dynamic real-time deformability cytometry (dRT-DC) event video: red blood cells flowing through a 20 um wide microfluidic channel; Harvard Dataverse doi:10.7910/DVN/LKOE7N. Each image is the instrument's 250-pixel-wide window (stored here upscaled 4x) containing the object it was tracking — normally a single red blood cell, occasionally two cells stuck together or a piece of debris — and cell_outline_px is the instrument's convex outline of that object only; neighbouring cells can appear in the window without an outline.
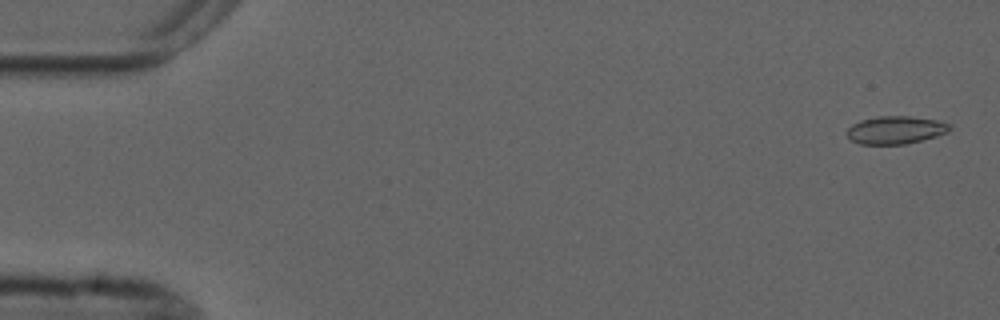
{"species": "common noctule bat (a hibernating species)", "species_latin": "Nyctalus noctula", "temperature_condition": "cold", "stored_images_in_passage": 4, "camera_frame_rate_fps": 3000, "um_per_image_px": 0.085, "animal": {"sex": "male", "forearm_length_mm": 52.5}, "frame": {"image": 1, "passage_image": 1, "time_ms": 0.0, "image_size_px": [1000, 320], "cell_outline_px": [[952, 128], [948, 132], [936, 136], [904, 144], [860, 144], [852, 140], [844, 132], [852, 124], [860, 120], [876, 116], [908, 116], [936, 120], [952, 124]], "centroid_in_image_um": [76.11, 11.04], "position_along_channel_um": 8.9, "area_um2": 16.7}}
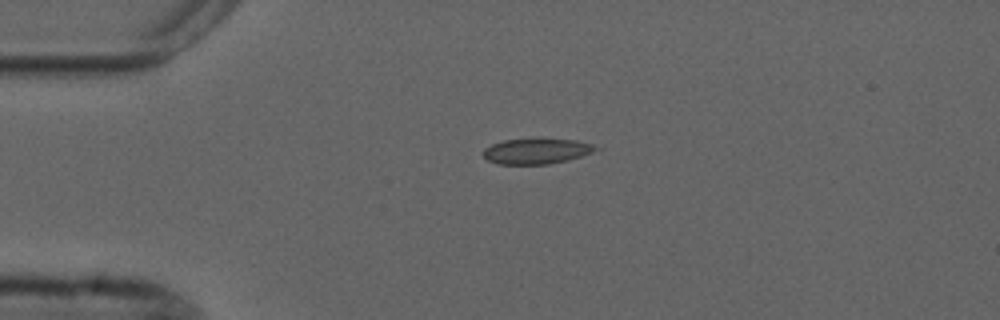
{"frame": {"image": 2, "passage_image": 3, "time_ms": 3.667, "image_size_px": [1000, 320], "cell_outline_px": [[604, 148], [568, 160], [548, 164], [496, 164], [488, 160], [484, 156], [484, 148], [492, 144], [504, 140], [536, 136], [576, 140], [592, 144]], "centroid_in_image_um": [45.64, 12.8], "position_along_channel_um": 39.4, "area_um2": 17.4}}